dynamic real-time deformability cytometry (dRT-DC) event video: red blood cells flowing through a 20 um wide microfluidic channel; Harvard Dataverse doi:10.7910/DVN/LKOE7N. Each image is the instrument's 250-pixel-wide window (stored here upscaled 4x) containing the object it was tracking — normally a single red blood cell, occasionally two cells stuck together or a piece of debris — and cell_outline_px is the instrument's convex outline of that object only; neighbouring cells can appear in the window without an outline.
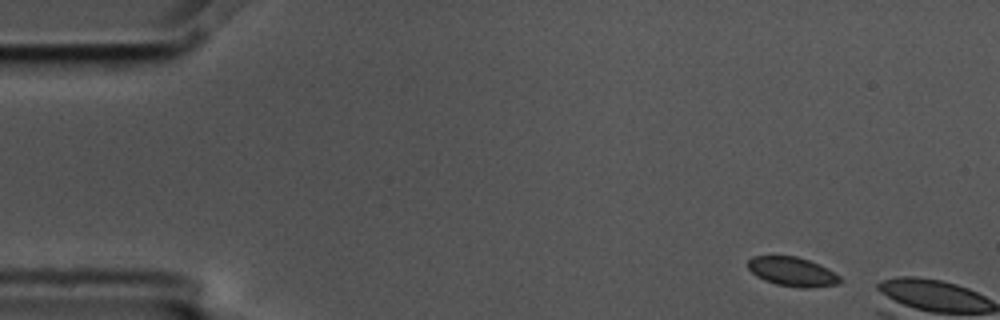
{"species": "common noctule bat (a hibernating species)", "species_latin": "Nyctalus noctula", "temperature_condition": "cold", "stored_images_in_passage": 2, "camera_frame_rate_fps": 3000, "um_per_image_px": 0.085, "animal": {"sex": "male", "body_mass_g": 17.5, "forearm_length_mm": 52.3}, "frame": {"image": 1, "passage_image": 1, "time_ms": 0.0, "image_size_px": [1000, 320], "cell_outline_px": [[844, 280], [840, 284], [808, 288], [804, 288], [776, 284], [764, 280], [756, 276], [748, 268], [748, 260], [752, 256], [796, 256], [820, 264], [828, 268], [840, 276]], "centroid_in_image_um": [67.39, 23.09], "position_along_channel_um": 17.6, "area_um2": 15.78}}